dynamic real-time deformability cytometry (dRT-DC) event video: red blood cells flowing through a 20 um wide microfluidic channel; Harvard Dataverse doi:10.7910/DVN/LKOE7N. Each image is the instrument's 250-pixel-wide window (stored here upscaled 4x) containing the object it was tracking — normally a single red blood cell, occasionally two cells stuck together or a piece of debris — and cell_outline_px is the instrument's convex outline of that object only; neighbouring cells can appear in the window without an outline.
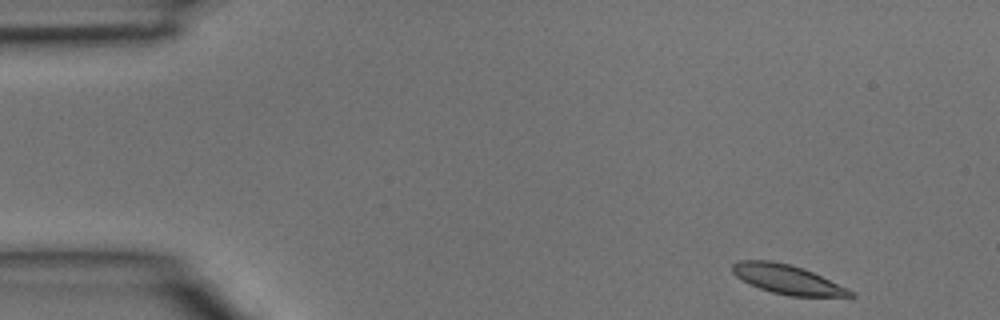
{"species": "common noctule bat (a hibernating species)", "species_latin": "Nyctalus noctula", "temperature_condition": "room temperature", "stored_images_in_passage": 38, "camera_frame_rate_fps": 3000, "um_per_image_px": 0.085, "animal": {"sex": "male", "body_mass_g": 15.6}, "frame": {"image": 1, "passage_image": 1, "time_ms": 0.0, "image_size_px": [1000, 320], "cell_outline_px": [[856, 296], [788, 296], [772, 292], [748, 284], [736, 276], [732, 272], [732, 264], [736, 260], [772, 260], [804, 268], [848, 288]], "centroid_in_image_um": [66.88, 23.73], "position_along_channel_um": 18.1, "area_um2": 20.06}}
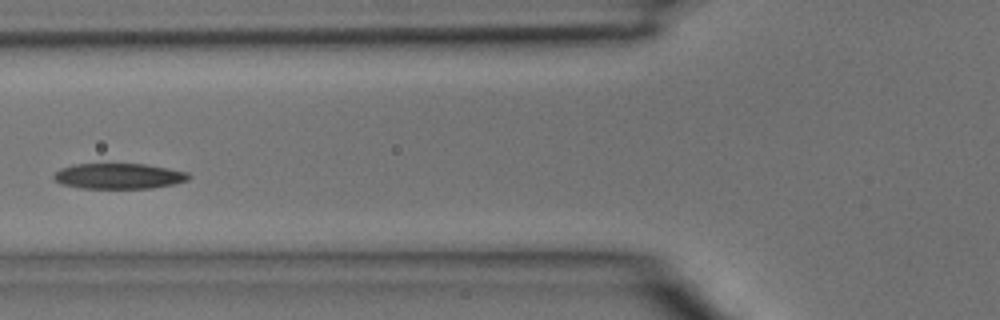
{"frame": {"image": 2, "passage_image": 13, "time_ms": 4.0, "image_size_px": [1000, 320], "cell_outline_px": [[192, 176], [188, 180], [172, 184], [152, 188], [80, 188], [60, 184], [52, 176], [60, 168], [72, 164], [144, 164], [168, 168], [188, 172]], "centroid_in_image_um": [10.08, 14.96], "position_along_channel_um": 115.7, "area_um2": 20.11}}
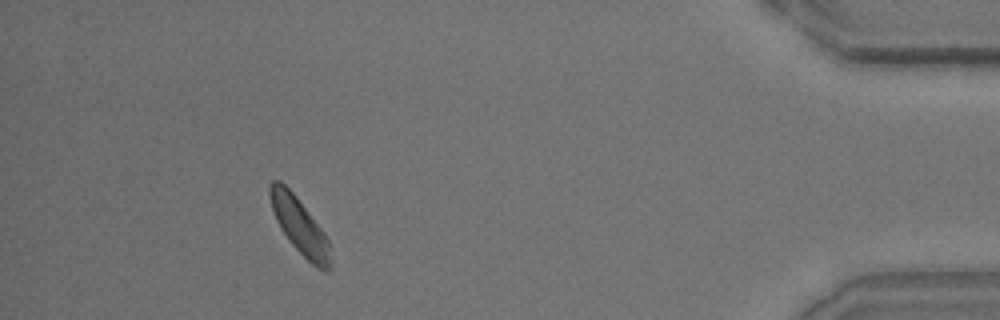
{"frame": {"image": 3, "passage_image": 35, "time_ms": 11.333, "image_size_px": [1000, 320], "cell_outline_px": [[332, 272], [324, 272], [316, 268], [288, 240], [280, 228], [276, 220], [272, 208], [268, 192], [268, 184], [272, 180], [280, 180], [296, 196], [324, 232], [328, 240], [332, 264]], "centroid_in_image_um": [25.48, 19.24], "position_along_channel_um": 409.7, "area_um2": 19.88}}